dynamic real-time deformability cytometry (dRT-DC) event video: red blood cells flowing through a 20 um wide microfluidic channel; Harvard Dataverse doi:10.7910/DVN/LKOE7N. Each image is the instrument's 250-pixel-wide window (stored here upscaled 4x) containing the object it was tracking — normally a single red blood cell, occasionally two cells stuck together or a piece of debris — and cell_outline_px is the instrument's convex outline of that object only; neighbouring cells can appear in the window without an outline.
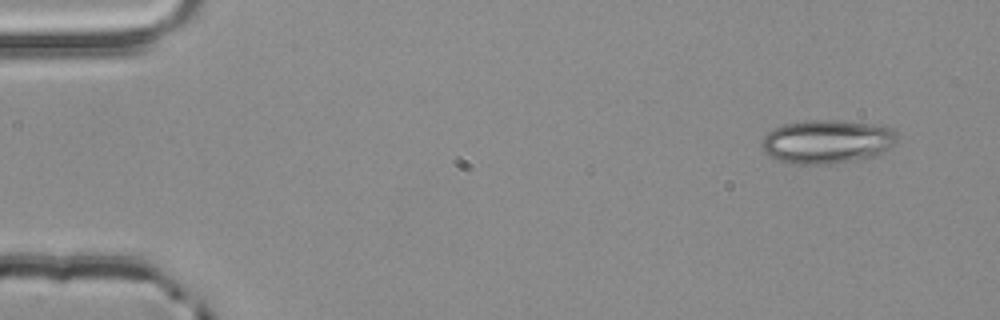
{"species": "common noctule bat (a hibernating species)", "species_latin": "Nyctalus noctula", "temperature_condition": "room temperature", "stored_images_in_passage": 3, "camera_frame_rate_fps": 3000, "um_per_image_px": 0.085, "animal": {"sex": "male", "body_mass_g": 20.4}, "frame": {"image": 1, "passage_image": 1, "time_ms": 0.0, "image_size_px": [1000, 320], "cell_outline_px": [[896, 140], [884, 152], [876, 156], [856, 160], [824, 164], [792, 164], [780, 160], [764, 152], [760, 144], [760, 140], [768, 132], [780, 124], [804, 120], [836, 120], [868, 124], [892, 128], [896, 132]], "centroid_in_image_um": [70.24, 12.03], "position_along_channel_um": 14.8, "area_um2": 34.45}}